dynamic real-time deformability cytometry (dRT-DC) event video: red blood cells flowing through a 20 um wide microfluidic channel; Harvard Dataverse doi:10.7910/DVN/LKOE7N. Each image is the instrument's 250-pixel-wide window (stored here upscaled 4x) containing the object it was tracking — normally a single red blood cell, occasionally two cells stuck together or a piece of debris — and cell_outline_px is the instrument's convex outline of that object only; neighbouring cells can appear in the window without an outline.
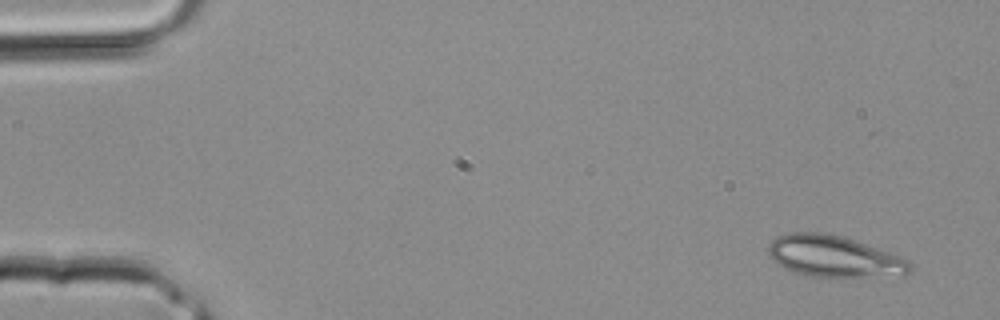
{"species": "common noctule bat (a hibernating species)", "species_latin": "Nyctalus noctula", "temperature_condition": "room temperature", "stored_images_in_passage": 4, "camera_frame_rate_fps": 3000, "um_per_image_px": 0.085, "animal": {"sex": "male", "body_mass_g": 20.4}, "frame": {"image": 1, "passage_image": 1, "time_ms": 0.0, "image_size_px": [1000, 320], "cell_outline_px": [[912, 272], [904, 276], [812, 276], [796, 272], [784, 268], [776, 264], [768, 256], [768, 244], [776, 236], [788, 232], [820, 232], [844, 236], [888, 252], [908, 260], [912, 264]], "centroid_in_image_um": [70.87, 21.78], "position_along_channel_um": 14.1, "area_um2": 34.28}}